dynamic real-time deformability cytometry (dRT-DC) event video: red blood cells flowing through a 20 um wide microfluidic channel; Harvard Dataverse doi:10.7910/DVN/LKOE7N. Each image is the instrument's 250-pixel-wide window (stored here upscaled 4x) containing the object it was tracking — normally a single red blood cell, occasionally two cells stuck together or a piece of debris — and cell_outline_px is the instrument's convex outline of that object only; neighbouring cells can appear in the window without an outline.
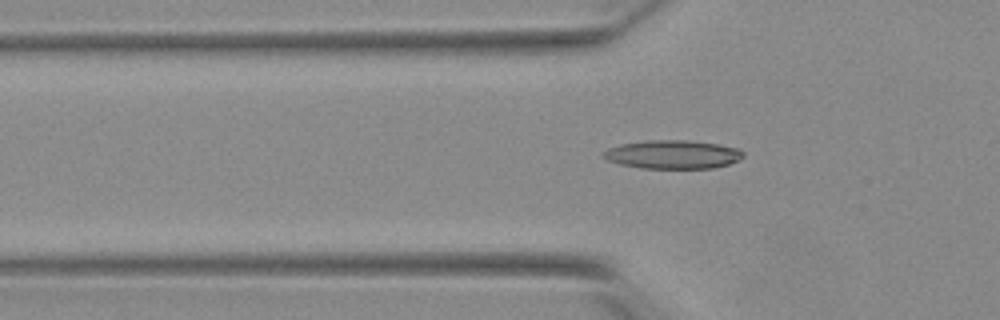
{"species": "Egyptian fruit bat (a non-hibernating species)", "species_latin": "Rousettus aegyptiacus", "temperature_condition": "warm", "stored_images_in_passage": 45, "camera_frame_rate_fps": 3000, "um_per_image_px": 0.085, "animal": {"sex": "female"}, "frame": {"image": 1, "passage_image": 19, "time_ms": 6.0, "image_size_px": [1000, 320], "cell_outline_px": [[744, 156], [740, 160], [728, 164], [712, 168], [640, 168], [620, 164], [608, 160], [600, 156], [608, 148], [620, 144], [648, 140], [684, 140], [720, 144], [736, 148], [744, 152]], "centroid_in_image_um": [57.18, 13.13], "position_along_channel_um": 68.6, "area_um2": 23.29}}
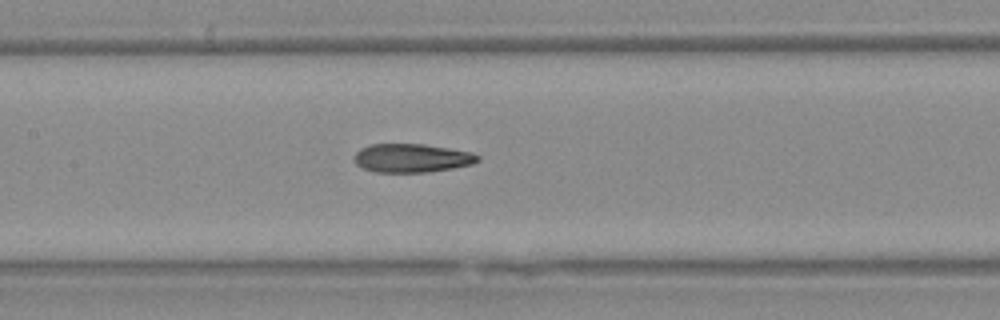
{"frame": {"image": 2, "passage_image": 27, "time_ms": 8.667, "image_size_px": [1000, 320], "cell_outline_px": [[480, 160], [472, 164], [452, 168], [424, 172], [376, 172], [364, 168], [356, 164], [356, 152], [360, 148], [372, 144], [424, 144], [472, 152], [480, 156]], "centroid_in_image_um": [35.03, 13.43], "position_along_channel_um": 172.4, "area_um2": 20.4}}
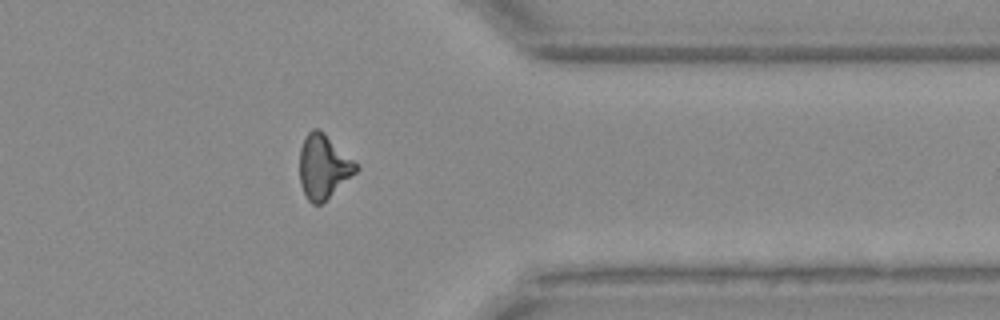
{"frame": {"image": 3, "passage_image": 44, "time_ms": 14.333, "image_size_px": [1000, 320], "cell_outline_px": [[360, 168], [356, 172], [320, 204], [312, 204], [308, 200], [300, 184], [300, 148], [304, 136], [312, 128], [320, 128]], "centroid_in_image_um": [27.45, 14.13], "position_along_channel_um": 383.9, "area_um2": 20.63}}